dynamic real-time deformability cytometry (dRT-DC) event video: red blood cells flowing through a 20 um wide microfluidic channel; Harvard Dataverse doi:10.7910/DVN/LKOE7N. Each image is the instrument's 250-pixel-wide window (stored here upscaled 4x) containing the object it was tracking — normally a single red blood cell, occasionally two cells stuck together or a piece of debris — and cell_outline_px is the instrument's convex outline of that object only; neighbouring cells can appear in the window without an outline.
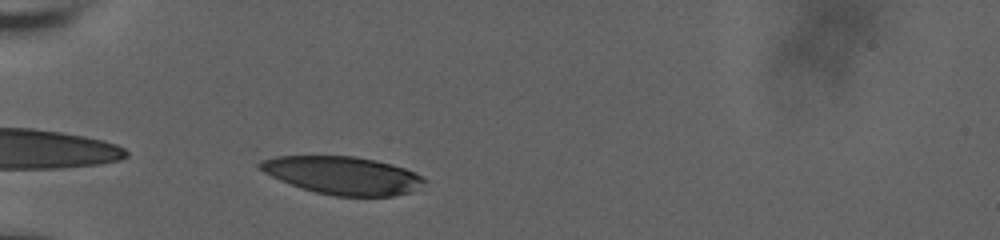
{"species": "human", "species_latin": "Homo sapiens", "temperature_condition": "room temperature", "stored_images_in_passage": 32, "camera_frame_rate_fps": 3000, "um_per_image_px": 0.085, "donor": {"sex": "male"}, "frame": {"image": 1, "passage_image": 2, "time_ms": 0.333, "image_size_px": [1000, 240], "cell_outline_px": [[428, 180], [412, 192], [392, 196], [332, 196], [300, 188], [280, 180], [264, 172], [256, 164], [260, 160], [276, 156], [356, 156], [376, 160], [392, 164], [404, 168]], "centroid_in_image_um": [29.11, 14.9], "position_along_channel_um": 55.9, "area_um2": 36.3}}
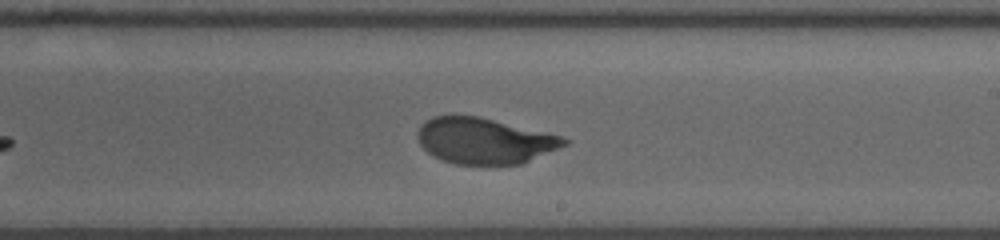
{"frame": {"image": 2, "passage_image": 19, "time_ms": 6.0, "image_size_px": [1000, 240], "cell_outline_px": [[572, 140], [568, 144], [524, 164], [456, 164], [444, 160], [428, 152], [420, 144], [416, 136], [416, 132], [420, 124], [424, 120], [432, 116], [480, 116], [564, 136]], "centroid_in_image_um": [41.22, 11.96], "position_along_channel_um": 247.8, "area_um2": 39.59}}
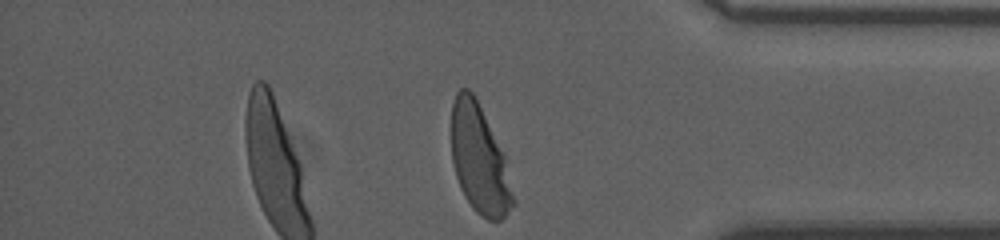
{"frame": {"image": 3, "passage_image": 32, "time_ms": 10.333, "image_size_px": [1000, 240], "cell_outline_px": [[516, 204], [500, 220], [488, 220], [480, 216], [472, 208], [464, 196], [460, 188], [456, 176], [452, 160], [452, 104], [456, 92], [460, 88], [468, 88], [472, 92], [504, 156], [516, 200]], "centroid_in_image_um": [40.74, 13.61], "position_along_channel_um": 394.5, "area_um2": 38.55}, "authors_computed_cell_mechanics": {"area_um2": 39.9976, "velocity_mm_per_s": 3.7304, "shape_relaxation_time_tau1_ms": 2.9614, "shape_relaxation_time_tau2_ms": null, "deformation_change_tau1": 0.1744, "deformation_change_tau2": null}}